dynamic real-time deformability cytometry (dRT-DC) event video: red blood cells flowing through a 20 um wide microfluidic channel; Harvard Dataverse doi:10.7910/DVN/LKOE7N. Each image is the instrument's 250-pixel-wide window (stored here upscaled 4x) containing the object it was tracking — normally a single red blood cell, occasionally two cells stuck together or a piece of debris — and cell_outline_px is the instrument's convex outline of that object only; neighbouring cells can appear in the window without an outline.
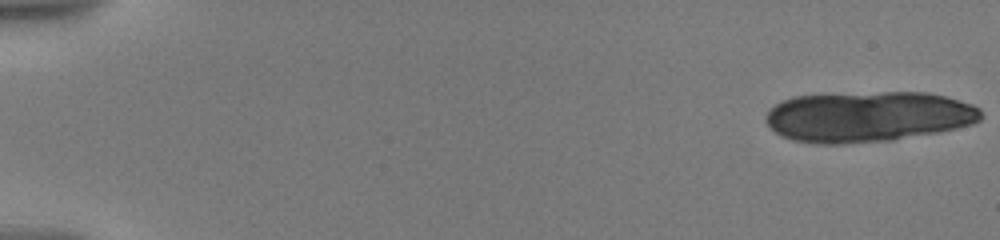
{"species": "human", "species_latin": "Homo sapiens", "temperature_condition": "warm", "stored_images_in_passage": 29, "segment_of_instrument_passage": [1, 2], "camera_frame_rate_fps": 3000, "um_per_image_px": 0.085, "donor": {"sex": "male"}, "frame": {"image": 1, "passage_image": 1, "time_ms": 0.0, "image_size_px": [1000, 240], "cell_outline_px": [[984, 116], [980, 120], [972, 124], [956, 128], [936, 132], [892, 140], [848, 144], [812, 144], [792, 140], [780, 136], [764, 120], [764, 116], [768, 108], [792, 96], [884, 92], [928, 92], [944, 96], [972, 104], [980, 108]], "centroid_in_image_um": [73.75, 9.92], "position_along_channel_um": 11.2, "area_um2": 63.81}}